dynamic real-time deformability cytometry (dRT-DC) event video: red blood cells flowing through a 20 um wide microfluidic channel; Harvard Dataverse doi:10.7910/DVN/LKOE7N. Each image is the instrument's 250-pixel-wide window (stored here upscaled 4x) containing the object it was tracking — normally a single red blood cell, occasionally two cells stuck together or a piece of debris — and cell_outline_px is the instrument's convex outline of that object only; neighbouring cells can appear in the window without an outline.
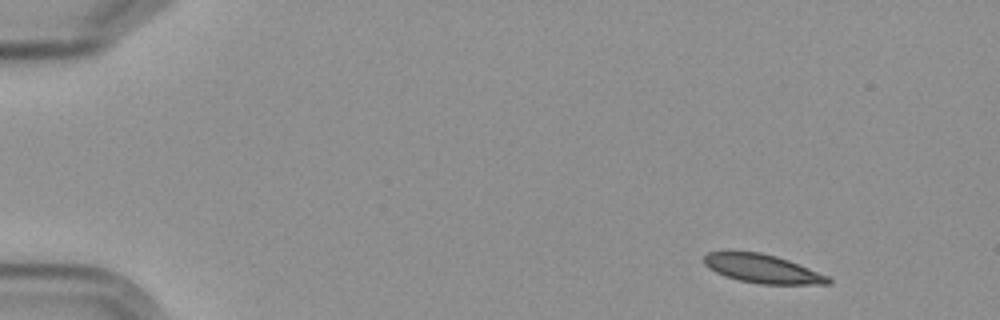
{"species": "Egyptian fruit bat (a non-hibernating species)", "species_latin": "Rousettus aegyptiacus", "temperature_condition": "cold", "stored_images_in_passage": 5, "camera_frame_rate_fps": 3000, "um_per_image_px": 0.085, "frame": {"image": 1, "passage_image": 1, "time_ms": 0.0, "image_size_px": [1000, 320], "cell_outline_px": [[832, 284], [760, 284], [740, 280], [724, 276], [708, 268], [704, 264], [704, 256], [708, 252], [728, 248], [760, 252], [776, 256], [788, 260], [828, 276], [832, 280]], "centroid_in_image_um": [64.72, 22.79], "position_along_channel_um": 20.3, "area_um2": 21.27}}
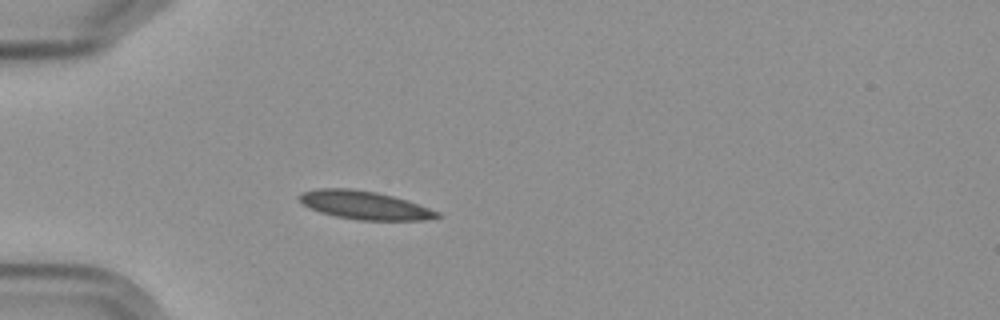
{"frame": {"image": 2, "passage_image": 4, "time_ms": 3.667, "image_size_px": [1000, 320], "cell_outline_px": [[444, 216], [424, 220], [356, 220], [336, 216], [320, 212], [308, 208], [300, 200], [300, 192], [316, 188], [352, 188], [376, 192], [408, 200], [440, 212]], "centroid_in_image_um": [31.0, 17.44], "position_along_channel_um": 54.0, "area_um2": 22.89}}